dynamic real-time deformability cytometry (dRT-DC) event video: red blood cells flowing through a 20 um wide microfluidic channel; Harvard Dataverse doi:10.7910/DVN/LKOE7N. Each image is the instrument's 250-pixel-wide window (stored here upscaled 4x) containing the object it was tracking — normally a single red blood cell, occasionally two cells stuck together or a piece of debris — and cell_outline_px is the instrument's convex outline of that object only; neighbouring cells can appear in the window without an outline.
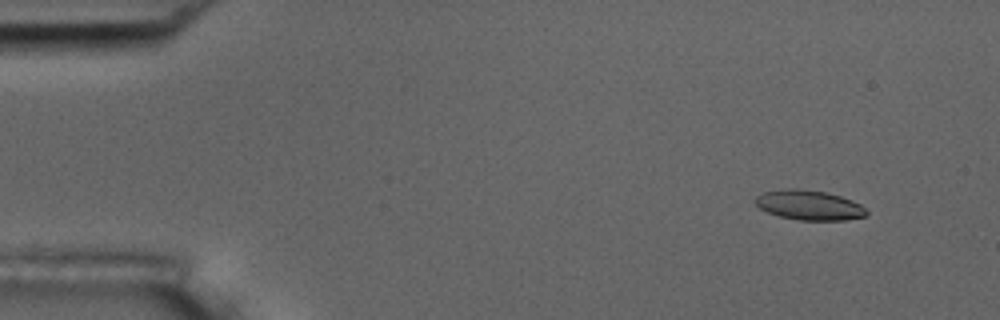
{"species": "common noctule bat (a hibernating species)", "species_latin": "Nyctalus noctula", "temperature_condition": "room temperature", "stored_images_in_passage": 5, "camera_frame_rate_fps": 3000, "um_per_image_px": 0.085, "animal": {"sex": "male", "body_mass_g": 17.5, "forearm_length_mm": 52.3}, "frame": {"image": 1, "passage_image": 2, "time_ms": 1.0, "image_size_px": [1000, 320], "cell_outline_px": [[868, 216], [844, 220], [800, 220], [780, 216], [768, 212], [760, 208], [752, 200], [756, 196], [764, 192], [788, 188], [796, 188], [824, 192], [840, 196], [852, 200], [860, 204], [868, 212]], "centroid_in_image_um": [68.77, 17.43], "position_along_channel_um": 16.2, "area_um2": 19.25}}
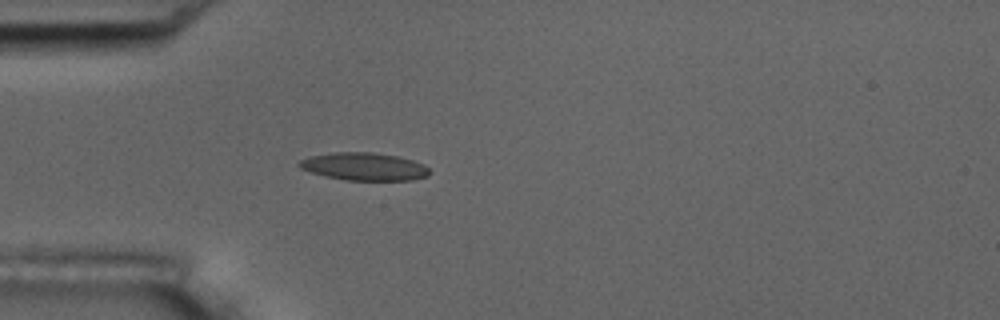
{"frame": {"image": 2, "passage_image": 5, "time_ms": 4.667, "image_size_px": [1000, 320], "cell_outline_px": [[432, 172], [428, 176], [412, 180], [344, 180], [324, 176], [300, 168], [296, 164], [300, 160], [312, 156], [336, 152], [372, 152], [396, 156], [412, 160], [424, 164]], "centroid_in_image_um": [30.97, 14.16], "position_along_channel_um": 54.0, "area_um2": 21.04}}